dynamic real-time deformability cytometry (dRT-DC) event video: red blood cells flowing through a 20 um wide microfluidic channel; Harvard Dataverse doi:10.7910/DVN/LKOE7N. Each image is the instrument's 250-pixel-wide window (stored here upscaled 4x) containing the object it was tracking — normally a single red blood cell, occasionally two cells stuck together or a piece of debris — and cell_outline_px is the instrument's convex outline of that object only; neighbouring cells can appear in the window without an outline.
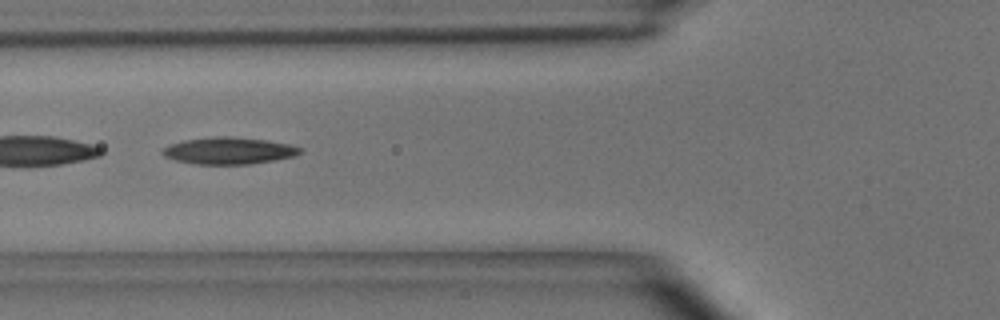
{"species": "common noctule bat (a hibernating species)", "species_latin": "Nyctalus noctula", "temperature_condition": "room temperature", "stored_images_in_passage": 48, "camera_frame_rate_fps": 3000, "um_per_image_px": 0.085, "animal": {"sex": "male", "body_mass_g": 15.6}, "frame": {"image": 1, "passage_image": 18, "time_ms": 5.667, "image_size_px": [1000, 320], "cell_outline_px": [[300, 152], [296, 156], [276, 160], [248, 164], [196, 164], [176, 160], [164, 156], [160, 152], [168, 144], [184, 140], [212, 136], [228, 136], [264, 140], [288, 144], [300, 148]], "centroid_in_image_um": [19.4, 12.81], "position_along_channel_um": 106.4, "area_um2": 21.44}, "authors_computed_cell_mechanics": {"area_um2": 21.386, "velocity_mm_per_s": 3.9925, "shape_relaxation_time_tau1_ms": 5.4939, "shape_relaxation_time_tau2_ms": 3.3427, "deformation_change_tau1": 0.1882, "deformation_change_tau2": 0.1242}}